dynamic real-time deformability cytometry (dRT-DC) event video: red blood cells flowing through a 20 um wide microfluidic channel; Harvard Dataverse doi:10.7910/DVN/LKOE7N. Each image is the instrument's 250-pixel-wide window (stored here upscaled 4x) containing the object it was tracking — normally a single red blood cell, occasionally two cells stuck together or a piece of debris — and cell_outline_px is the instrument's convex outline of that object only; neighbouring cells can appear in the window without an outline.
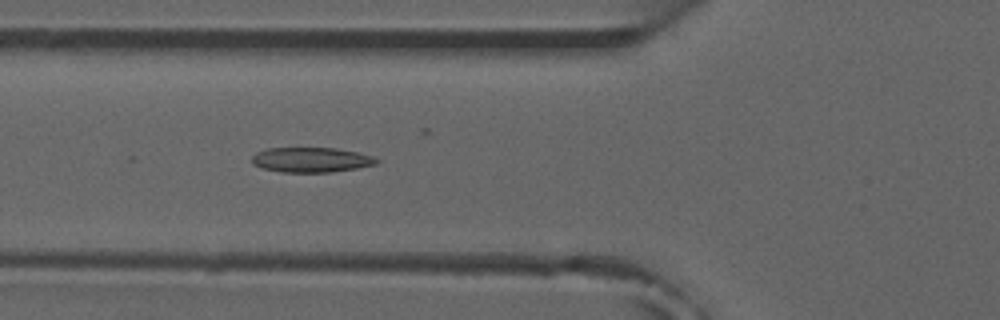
{"species": "common noctule bat (a hibernating species)", "species_latin": "Nyctalus noctula", "temperature_condition": "room temperature", "stored_images_in_passage": 5, "camera_frame_rate_fps": 3000, "um_per_image_px": 0.085, "animal": {"sex": "male", "forearm_length_mm": 52.5}, "frame": {"image": 1, "passage_image": 5, "time_ms": 4.667, "image_size_px": [1000, 320], "cell_outline_px": [[380, 160], [376, 164], [356, 168], [328, 172], [280, 172], [260, 168], [252, 164], [252, 156], [256, 152], [268, 148], [336, 148], [356, 152], [372, 156]], "centroid_in_image_um": [26.4, 13.58], "position_along_channel_um": 99.4, "area_um2": 18.09}}